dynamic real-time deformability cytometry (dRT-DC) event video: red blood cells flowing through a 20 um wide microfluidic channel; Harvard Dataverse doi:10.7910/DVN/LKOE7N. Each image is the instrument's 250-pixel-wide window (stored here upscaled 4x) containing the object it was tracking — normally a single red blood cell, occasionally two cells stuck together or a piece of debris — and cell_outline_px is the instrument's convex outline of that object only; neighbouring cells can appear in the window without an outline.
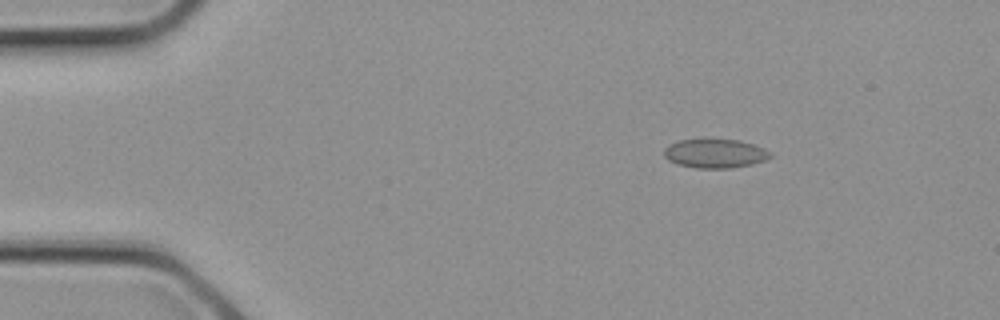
{"species": "common noctule bat (a hibernating species)", "species_latin": "Nyctalus noctula", "temperature_condition": "cold", "stored_images_in_passage": 3, "camera_frame_rate_fps": 3000, "um_per_image_px": 0.085, "animal": {"sex": "female", "body_mass_g": 21.9}, "frame": {"image": 1, "passage_image": 2, "time_ms": 0.333, "image_size_px": [1000, 320], "cell_outline_px": [[772, 156], [764, 160], [752, 164], [732, 168], [696, 168], [676, 164], [668, 160], [664, 156], [664, 148], [668, 144], [680, 140], [704, 136], [740, 140], [764, 148], [772, 152]], "centroid_in_image_um": [60.74, 13.0], "position_along_channel_um": 24.3, "area_um2": 18.79}}